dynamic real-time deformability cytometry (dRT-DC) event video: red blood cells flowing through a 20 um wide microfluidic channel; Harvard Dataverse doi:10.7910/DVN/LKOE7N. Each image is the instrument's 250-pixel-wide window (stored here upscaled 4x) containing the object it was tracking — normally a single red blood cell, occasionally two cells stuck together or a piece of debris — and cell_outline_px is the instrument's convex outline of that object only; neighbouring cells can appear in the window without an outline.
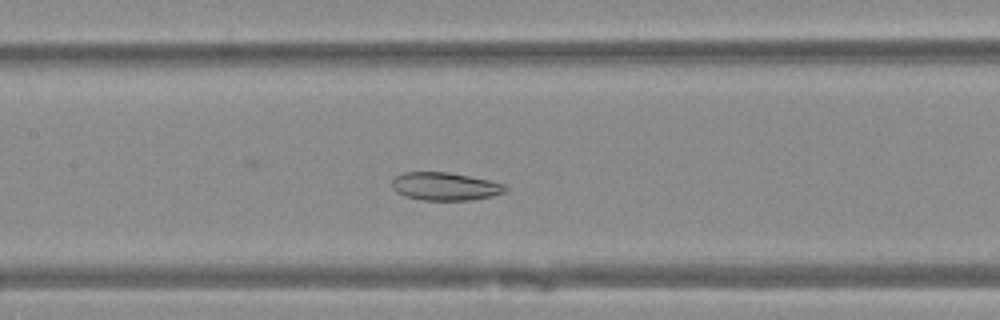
{"species": "Egyptian fruit bat (a non-hibernating species)", "species_latin": "Rousettus aegyptiacus", "temperature_condition": "warm", "stored_images_in_passage": 42, "camera_frame_rate_fps": 3000, "um_per_image_px": 0.085, "animal": {"sex": "female"}, "frame": {"image": 1, "passage_image": 14, "time_ms": 4.333, "image_size_px": [1000, 320], "cell_outline_px": [[508, 188], [504, 192], [492, 196], [472, 200], [424, 200], [404, 196], [396, 192], [392, 188], [392, 180], [396, 176], [404, 172], [448, 172], [488, 180], [504, 184]], "centroid_in_image_um": [37.81, 15.85], "position_along_channel_um": 169.6, "area_um2": 18.44}}
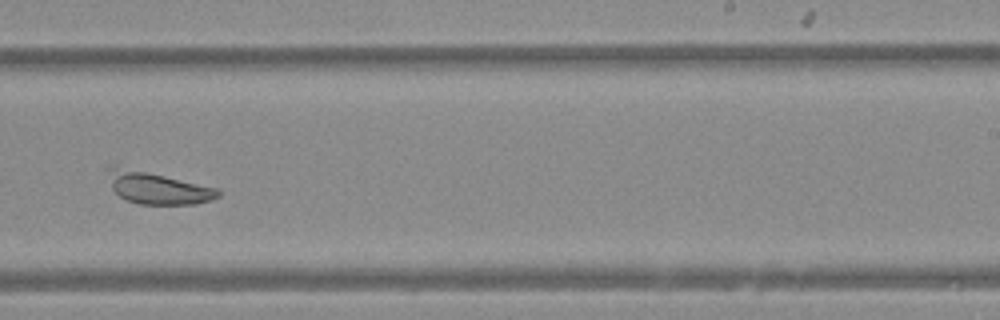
{"frame": {"image": 2, "passage_image": 22, "time_ms": 7.0, "image_size_px": [1000, 320], "cell_outline_px": [[220, 196], [212, 200], [196, 204], [140, 204], [128, 200], [120, 196], [112, 188], [104, 168], [104, 164], [112, 164], [220, 188]], "centroid_in_image_um": [13.35, 15.94], "position_along_channel_um": 275.6, "area_um2": 20.87}}
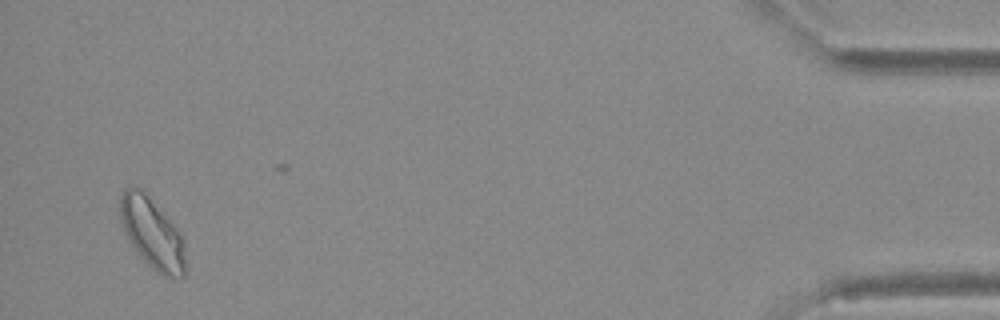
{"frame": {"image": 3, "passage_image": 39, "time_ms": 12.667, "image_size_px": [1000, 320], "cell_outline_px": [[184, 276], [164, 276], [156, 272], [136, 252], [120, 220], [120, 196], [128, 188], [144, 188], [148, 192], [180, 232], [184, 240]], "centroid_in_image_um": [12.94, 19.78], "position_along_channel_um": 422.3, "area_um2": 26.7}}